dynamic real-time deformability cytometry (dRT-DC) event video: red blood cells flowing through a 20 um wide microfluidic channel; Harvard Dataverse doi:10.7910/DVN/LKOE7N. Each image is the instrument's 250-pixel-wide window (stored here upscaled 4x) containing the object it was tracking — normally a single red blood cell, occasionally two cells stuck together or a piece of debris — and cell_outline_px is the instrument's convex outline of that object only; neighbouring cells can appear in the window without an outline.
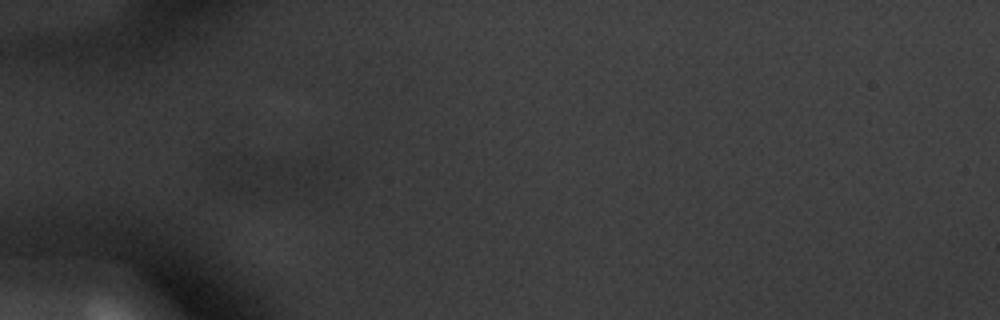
{"species": "common noctule bat (a hibernating species)", "species_latin": "Nyctalus noctula", "temperature_condition": "warm", "stored_images_in_passage": 16, "segment_of_instrument_passage": [2, 2], "camera_frame_rate_fps": 3000, "um_per_image_px": 0.085, "animal": {"sex": "male", "body_mass_g": 20.1, "forearm_length_mm": 53.5}, "frame": {"image": 1, "passage_image": 16, "time_ms": 5.0, "image_size_px": [1000, 320], "cell_outline_px": [[276, 172], [252, 196], [212, 192], [216, 184], [240, 156], [264, 160], [272, 164], [276, 168]], "centroid_in_image_um": [20.86, 15.04], "position_along_channel_um": 64.1, "area_um2": 11.5}}